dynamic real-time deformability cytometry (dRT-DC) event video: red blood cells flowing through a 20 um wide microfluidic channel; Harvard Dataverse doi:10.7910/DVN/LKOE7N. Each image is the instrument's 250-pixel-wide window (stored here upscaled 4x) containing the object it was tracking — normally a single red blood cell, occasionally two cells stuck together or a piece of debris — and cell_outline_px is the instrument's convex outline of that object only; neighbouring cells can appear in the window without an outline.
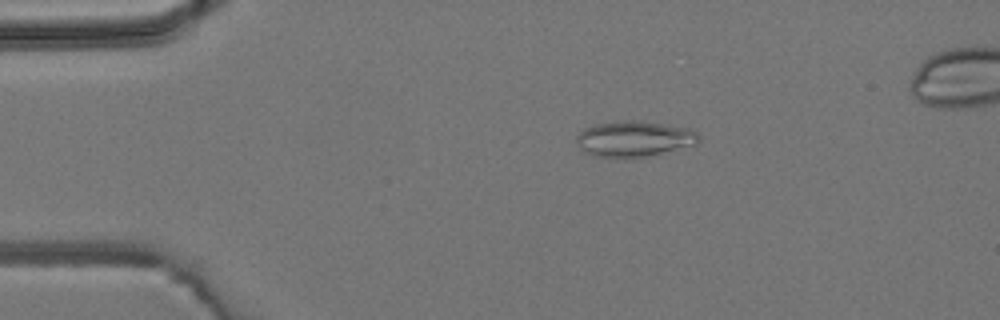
{"species": "common noctule bat (a hibernating species)", "species_latin": "Nyctalus noctula", "temperature_condition": "room temperature", "stored_images_in_passage": 5, "camera_frame_rate_fps": 3000, "um_per_image_px": 0.085, "animal": {"sex": "male", "body_mass_g": 19.2, "forearm_length_mm": 51.8}, "frame": {"image": 1, "passage_image": 3, "time_ms": 2.333, "image_size_px": [1000, 320], "cell_outline_px": [[700, 140], [696, 144], [644, 156], [624, 160], [592, 156], [584, 152], [580, 148], [576, 140], [576, 136], [584, 128], [596, 124], [628, 120], [636, 120], [688, 128], [696, 132], [700, 136]], "centroid_in_image_um": [53.84, 11.82], "position_along_channel_um": 31.2, "area_um2": 25.55}}